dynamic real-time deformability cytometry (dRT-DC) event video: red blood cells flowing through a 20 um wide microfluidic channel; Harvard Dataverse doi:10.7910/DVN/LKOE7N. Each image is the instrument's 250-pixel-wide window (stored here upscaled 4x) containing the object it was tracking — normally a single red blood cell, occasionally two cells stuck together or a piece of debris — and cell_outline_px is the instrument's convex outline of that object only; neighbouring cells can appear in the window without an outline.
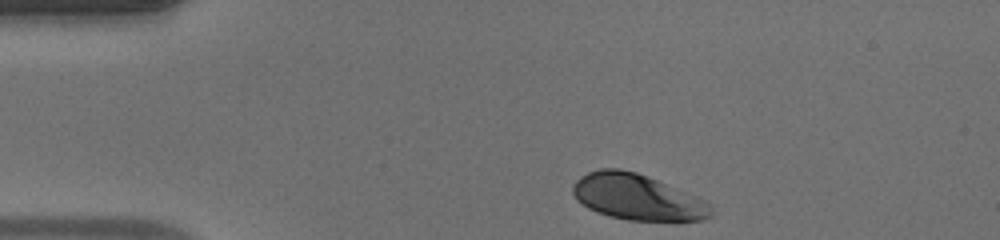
{"species": "human", "species_latin": "Homo sapiens", "temperature_condition": "warm", "stored_images_in_passage": 35, "camera_frame_rate_fps": 3000, "um_per_image_px": 0.085, "donor": {"sex": "male"}, "frame": {"image": 1, "passage_image": 1, "time_ms": 0.0, "image_size_px": [1000, 240], "cell_outline_px": [[712, 216], [704, 220], [628, 220], [608, 216], [596, 212], [588, 208], [576, 200], [572, 192], [572, 184], [580, 176], [588, 172], [600, 168], [620, 168], [636, 172], [708, 200], [712, 204]], "centroid_in_image_um": [54.17, 16.75], "position_along_channel_um": 30.8, "area_um2": 37.22}}
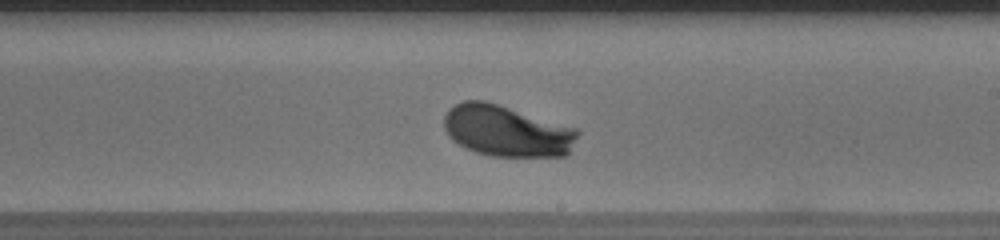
{"frame": {"image": 2, "passage_image": 21, "time_ms": 6.667, "image_size_px": [1000, 240], "cell_outline_px": [[580, 132], [568, 152], [564, 156], [492, 156], [476, 152], [452, 140], [448, 136], [444, 128], [444, 116], [448, 108], [464, 100], [484, 100], [576, 128]], "centroid_in_image_um": [43.04, 11.12], "position_along_channel_um": 246.0, "area_um2": 39.59}}
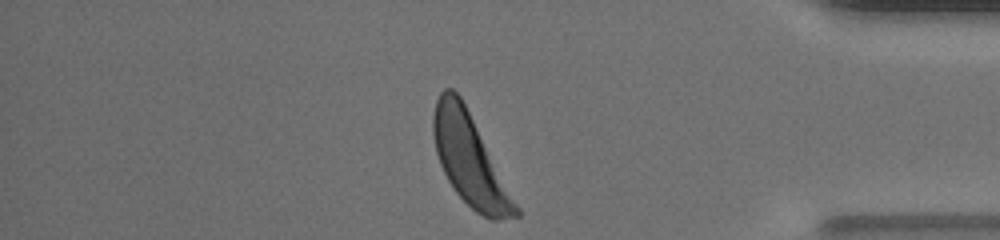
{"frame": {"image": 3, "passage_image": 34, "time_ms": 11.0, "image_size_px": [1000, 240], "cell_outline_px": [[520, 216], [500, 220], [492, 220], [476, 212], [456, 192], [448, 180], [440, 164], [436, 152], [432, 132], [432, 116], [436, 100], [440, 92], [444, 88], [452, 88], [460, 96], [520, 208]], "centroid_in_image_um": [39.92, 13.59], "position_along_channel_um": 395.3, "area_um2": 42.95}, "authors_computed_cell_mechanics": {"area_um2": 39.5352, "velocity_mm_per_s": 4.0964, "shape_relaxation_time_tau1_ms": 1.726, "shape_relaxation_time_tau2_ms": null, "deformation_change_tau1": 0.1167, "deformation_change_tau2": null}}